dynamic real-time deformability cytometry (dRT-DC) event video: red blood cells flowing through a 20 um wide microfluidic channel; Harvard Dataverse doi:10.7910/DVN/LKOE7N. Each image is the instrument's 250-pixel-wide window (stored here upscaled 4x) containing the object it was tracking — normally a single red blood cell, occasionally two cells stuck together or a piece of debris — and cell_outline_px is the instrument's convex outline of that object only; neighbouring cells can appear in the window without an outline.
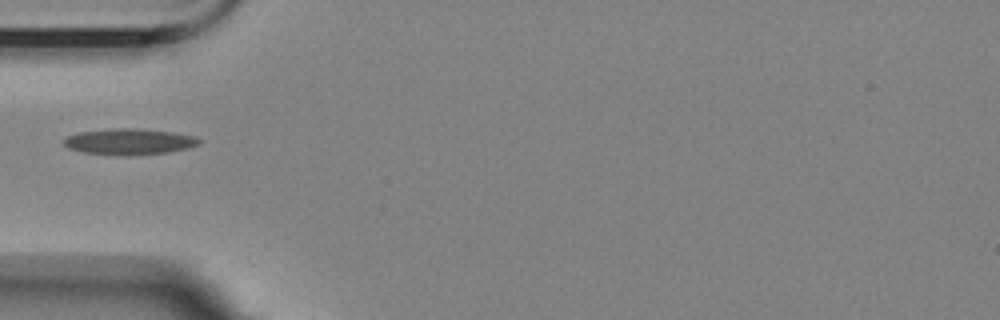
{"species": "Egyptian fruit bat (a non-hibernating species)", "species_latin": "Rousettus aegyptiacus", "temperature_condition": "room temperature", "stored_images_in_passage": 1, "camera_frame_rate_fps": 3000, "um_per_image_px": 0.085, "animal": {"sex": "female"}, "frame": {"image": 1, "passage_image": 1, "time_ms": 0.0, "image_size_px": [1000, 320], "cell_outline_px": [[200, 144], [188, 148], [168, 152], [124, 156], [84, 152], [68, 148], [60, 140], [68, 136], [80, 132], [112, 128], [136, 128], [172, 132], [196, 136], [200, 140]], "centroid_in_image_um": [10.98, 12.04], "position_along_channel_um": 74.0, "area_um2": 20.58}}